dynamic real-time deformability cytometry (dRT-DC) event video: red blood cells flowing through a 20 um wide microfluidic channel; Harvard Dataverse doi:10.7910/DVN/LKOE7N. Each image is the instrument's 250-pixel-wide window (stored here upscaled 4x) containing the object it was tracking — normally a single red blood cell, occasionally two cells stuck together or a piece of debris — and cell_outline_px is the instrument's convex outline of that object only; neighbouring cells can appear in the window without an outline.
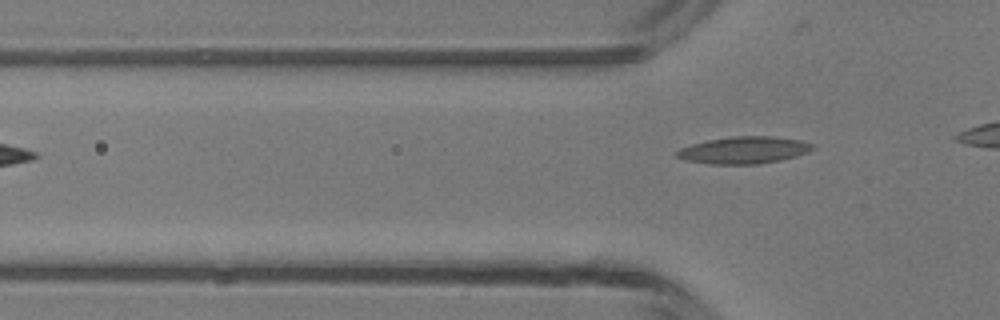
{"species": "common noctule bat (a hibernating species)", "species_latin": "Nyctalus noctula", "temperature_condition": "room temperature", "stored_images_in_passage": 4, "segment_of_instrument_passage": [2, 2], "camera_frame_rate_fps": 3000, "um_per_image_px": 0.085, "animal": {"sex": "male", "body_mass_g": 13.3}, "frame": {"image": 1, "passage_image": 4, "time_ms": 3.333, "image_size_px": [1000, 320], "cell_outline_px": [[816, 148], [808, 152], [796, 156], [780, 160], [756, 164], [712, 164], [684, 160], [676, 156], [676, 152], [680, 148], [692, 144], [708, 140], [732, 136], [772, 136], [800, 140], [812, 144]], "centroid_in_image_um": [63.24, 12.76], "position_along_channel_um": 62.6, "area_um2": 21.33}}